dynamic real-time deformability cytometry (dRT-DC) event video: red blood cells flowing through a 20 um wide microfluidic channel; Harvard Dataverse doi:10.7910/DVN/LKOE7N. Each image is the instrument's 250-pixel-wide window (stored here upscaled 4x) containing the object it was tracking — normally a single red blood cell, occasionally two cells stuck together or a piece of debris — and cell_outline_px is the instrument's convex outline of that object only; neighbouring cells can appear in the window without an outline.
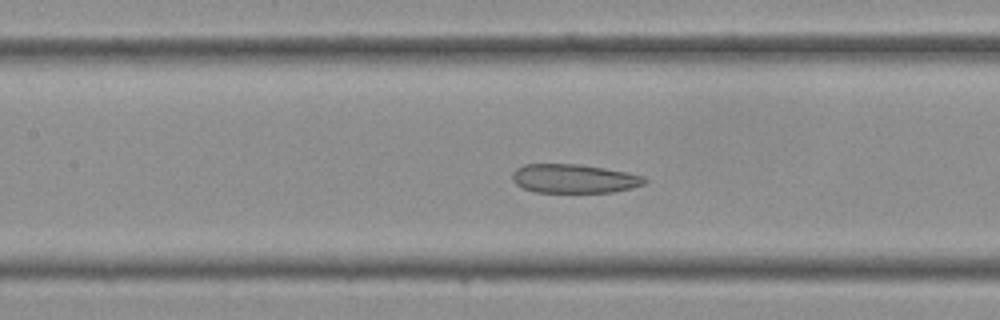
{"species": "Egyptian fruit bat (a non-hibernating species)", "species_latin": "Rousettus aegyptiacus", "temperature_condition": "cold", "stored_images_in_passage": 41, "camera_frame_rate_fps": 3000, "um_per_image_px": 0.085, "frame": {"image": 1, "passage_image": 18, "time_ms": 5.667, "image_size_px": [1000, 320], "cell_outline_px": [[648, 180], [644, 184], [632, 188], [612, 192], [536, 192], [524, 188], [516, 184], [512, 180], [512, 172], [516, 168], [524, 164], [580, 164], [628, 172], [644, 176]], "centroid_in_image_um": [48.8, 15.17], "position_along_channel_um": 158.6, "area_um2": 22.37}}